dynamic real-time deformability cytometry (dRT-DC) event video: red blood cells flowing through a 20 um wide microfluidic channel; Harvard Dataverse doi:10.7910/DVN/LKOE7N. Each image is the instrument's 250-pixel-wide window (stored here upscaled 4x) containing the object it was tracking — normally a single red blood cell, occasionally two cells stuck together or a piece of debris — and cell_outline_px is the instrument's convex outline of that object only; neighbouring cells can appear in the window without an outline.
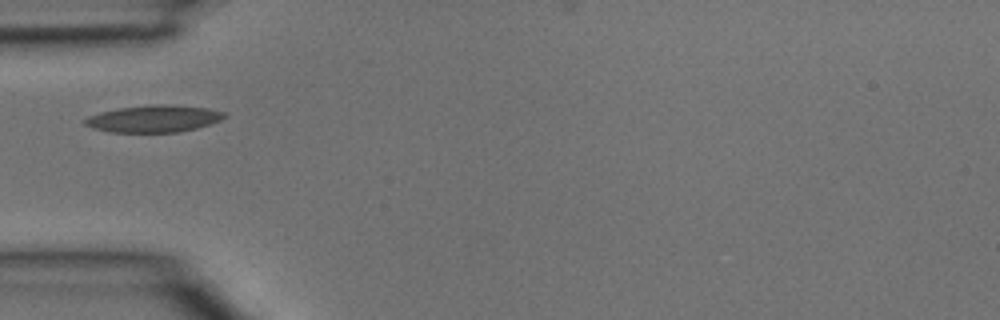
{"species": "common noctule bat (a hibernating species)", "species_latin": "Nyctalus noctula", "temperature_condition": "room temperature", "stored_images_in_passage": 3, "camera_frame_rate_fps": 3000, "um_per_image_px": 0.085, "animal": {"sex": "male", "body_mass_g": 15.6}, "frame": {"image": 1, "passage_image": 3, "time_ms": 0.667, "image_size_px": [1000, 320], "cell_outline_px": [[228, 116], [220, 120], [196, 128], [180, 132], [108, 132], [92, 128], [84, 124], [80, 120], [88, 116], [100, 112], [120, 108], [152, 104], [160, 104], [208, 108], [224, 112]], "centroid_in_image_um": [13.02, 10.09], "position_along_channel_um": 72.0, "area_um2": 21.96}}